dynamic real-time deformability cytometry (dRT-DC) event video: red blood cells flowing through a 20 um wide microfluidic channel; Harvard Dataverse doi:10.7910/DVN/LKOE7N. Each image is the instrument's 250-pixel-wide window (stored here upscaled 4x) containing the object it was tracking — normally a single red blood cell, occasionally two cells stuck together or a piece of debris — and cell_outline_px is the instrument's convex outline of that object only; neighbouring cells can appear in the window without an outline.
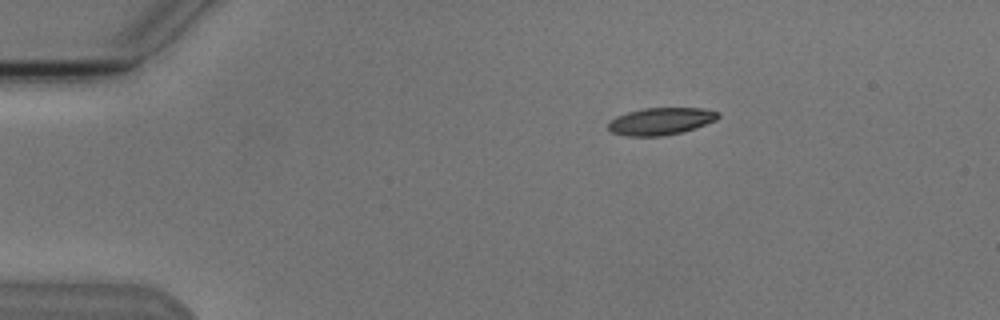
{"species": "Egyptian fruit bat (a non-hibernating species)", "species_latin": "Rousettus aegyptiacus", "temperature_condition": "cold", "stored_images_in_passage": 2, "camera_frame_rate_fps": 3000, "um_per_image_px": 0.085, "animal": {"sex": "male"}, "frame": {"image": 1, "passage_image": 2, "time_ms": 2.333, "image_size_px": [1000, 320], "cell_outline_px": [[720, 116], [716, 120], [696, 128], [664, 136], [624, 136], [612, 132], [608, 128], [608, 124], [616, 116], [628, 112], [644, 108], [704, 108], [720, 112]], "centroid_in_image_um": [56.19, 10.3], "position_along_channel_um": 28.8, "area_um2": 17.46}}